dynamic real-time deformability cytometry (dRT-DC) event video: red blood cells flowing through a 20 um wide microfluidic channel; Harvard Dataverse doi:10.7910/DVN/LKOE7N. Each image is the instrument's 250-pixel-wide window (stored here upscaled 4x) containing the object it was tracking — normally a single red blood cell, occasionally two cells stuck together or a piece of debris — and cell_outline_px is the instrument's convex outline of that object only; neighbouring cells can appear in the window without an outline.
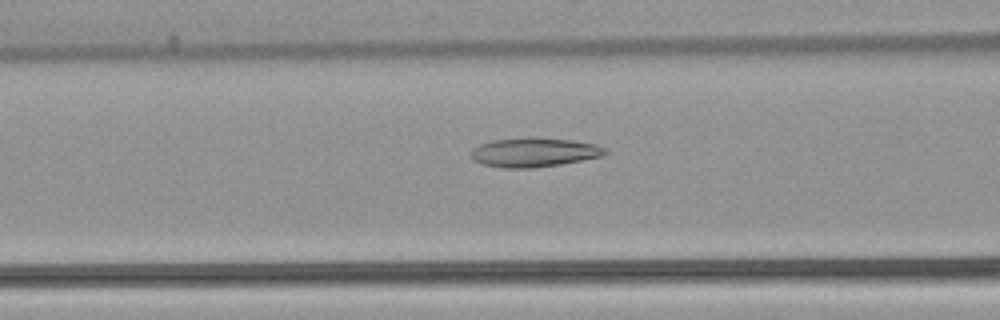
{"species": "common noctule bat (a hibernating species)", "species_latin": "Nyctalus noctula", "temperature_condition": "warm", "stored_images_in_passage": 52, "camera_frame_rate_fps": 3000, "um_per_image_px": 0.085, "animal": {"sex": "female", "body_mass_g": 22.7, "forearm_length_mm": 54.2}, "frame": {"image": 1, "passage_image": 21, "time_ms": 6.667, "image_size_px": [1000, 320], "cell_outline_px": [[608, 152], [604, 156], [560, 164], [532, 168], [504, 168], [484, 164], [472, 160], [472, 148], [480, 144], [492, 140], [528, 136], [532, 136], [572, 140], [596, 144], [604, 148]], "centroid_in_image_um": [45.4, 12.93], "position_along_channel_um": 121.2, "area_um2": 23.06}}
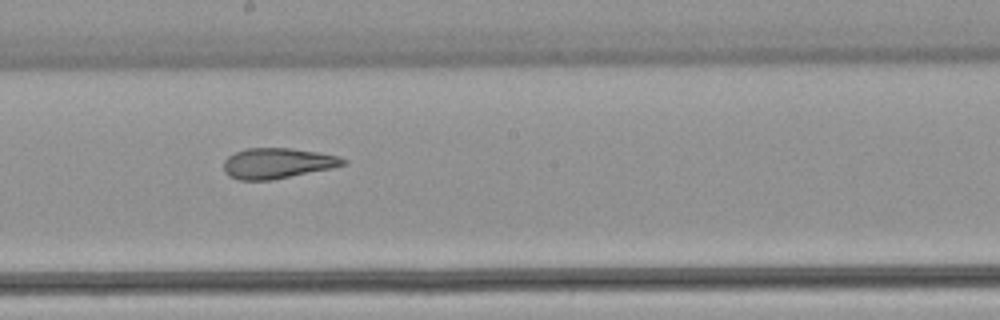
{"frame": {"image": 2, "passage_image": 29, "time_ms": 9.333, "image_size_px": [1000, 320], "cell_outline_px": [[348, 164], [332, 168], [272, 180], [240, 180], [228, 176], [224, 172], [224, 160], [228, 156], [244, 148], [292, 148], [340, 156], [348, 160]], "centroid_in_image_um": [23.59, 13.88], "position_along_channel_um": 224.6, "area_um2": 21.39}}
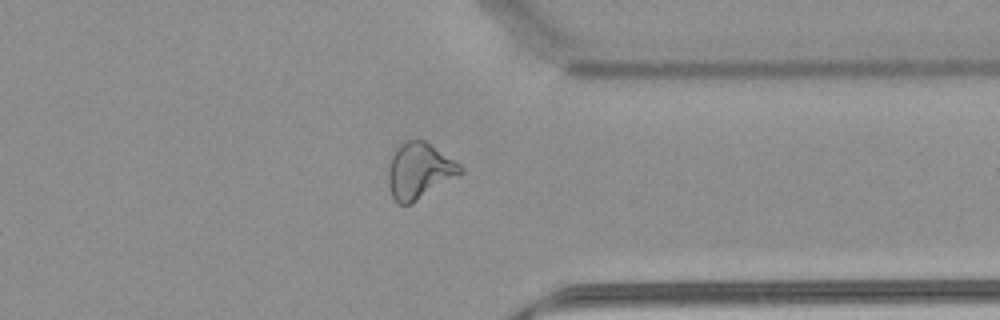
{"frame": {"image": 3, "passage_image": 41, "time_ms": 13.333, "image_size_px": [1000, 320], "cell_outline_px": [[464, 172], [416, 200], [408, 204], [396, 204], [392, 196], [388, 184], [388, 168], [392, 156], [396, 148], [404, 140], [424, 140], [460, 164], [464, 168]], "centroid_in_image_um": [35.62, 14.51], "position_along_channel_um": 375.8, "area_um2": 23.18}, "authors_computed_cell_mechanics": {"area_um2": 24.6806, "velocity_mm_per_s": 3.8855, "shape_relaxation_time_tau1_ms": null, "shape_relaxation_time_tau2_ms": 2.2343, "deformation_change_tau1": null, "deformation_change_tau2": 0.111}}